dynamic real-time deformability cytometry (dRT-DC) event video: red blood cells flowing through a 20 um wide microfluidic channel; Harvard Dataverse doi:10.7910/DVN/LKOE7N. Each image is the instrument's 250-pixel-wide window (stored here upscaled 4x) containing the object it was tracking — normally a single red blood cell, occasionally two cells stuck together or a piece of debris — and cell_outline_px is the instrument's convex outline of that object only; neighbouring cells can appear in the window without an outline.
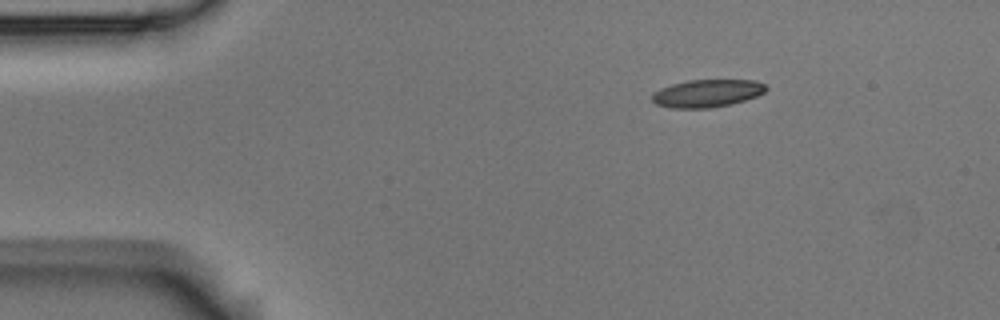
{"species": "Egyptian fruit bat (a non-hibernating species)", "species_latin": "Rousettus aegyptiacus", "temperature_condition": "room temperature", "stored_images_in_passage": 3, "camera_frame_rate_fps": 3000, "um_per_image_px": 0.085, "animal": {"sex": "male"}, "frame": {"image": 1, "passage_image": 1, "time_ms": 0.0, "image_size_px": [1000, 320], "cell_outline_px": [[768, 88], [764, 92], [756, 96], [744, 100], [728, 104], [708, 108], [672, 108], [656, 104], [652, 100], [652, 92], [660, 88], [672, 84], [688, 80], [756, 80], [764, 84]], "centroid_in_image_um": [60.07, 7.92], "position_along_channel_um": 24.9, "area_um2": 18.26}}